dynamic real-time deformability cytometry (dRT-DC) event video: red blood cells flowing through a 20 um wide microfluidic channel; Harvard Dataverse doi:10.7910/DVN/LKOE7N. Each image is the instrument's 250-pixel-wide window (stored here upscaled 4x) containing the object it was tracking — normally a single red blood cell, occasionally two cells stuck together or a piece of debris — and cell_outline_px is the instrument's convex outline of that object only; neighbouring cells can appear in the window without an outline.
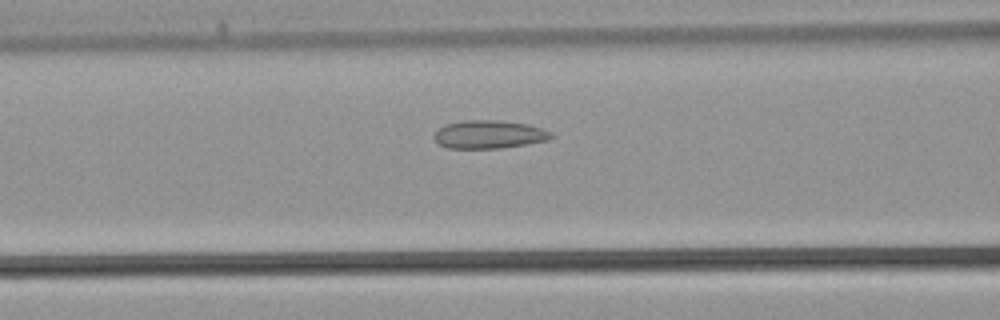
{"species": "common noctule bat (a hibernating species)", "species_latin": "Nyctalus noctula", "temperature_condition": "warm", "stored_images_in_passage": 35, "camera_frame_rate_fps": 3000, "um_per_image_px": 0.085, "animal": {"sex": "male", "body_mass_g": 21.5, "forearm_length_mm": 52.0}, "frame": {"image": 1, "passage_image": 11, "time_ms": 3.333, "image_size_px": [1000, 320], "cell_outline_px": [[556, 136], [548, 140], [500, 148], [448, 148], [436, 144], [432, 136], [444, 124], [464, 120], [500, 120], [528, 124], [552, 132]], "centroid_in_image_um": [41.54, 11.42], "position_along_channel_um": 125.1, "area_um2": 19.36}}
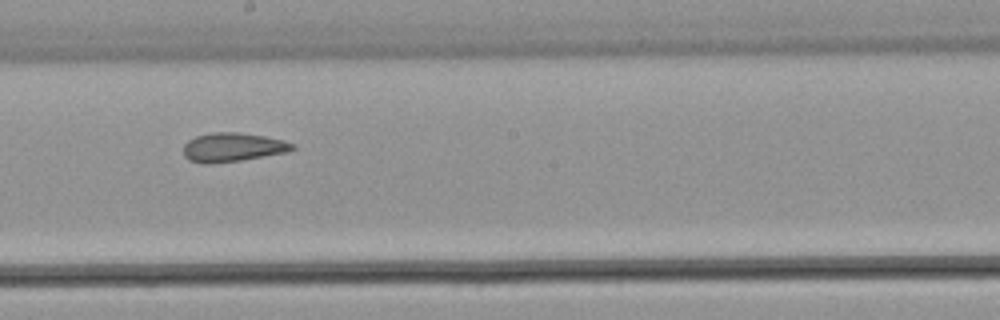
{"frame": {"image": 2, "passage_image": 17, "time_ms": 5.333, "image_size_px": [1000, 320], "cell_outline_px": [[296, 148], [288, 152], [240, 160], [208, 164], [204, 164], [188, 160], [184, 156], [184, 144], [188, 140], [196, 136], [212, 132], [240, 132], [264, 136], [284, 140], [296, 144]], "centroid_in_image_um": [19.79, 12.51], "position_along_channel_um": 228.4, "area_um2": 18.5}}
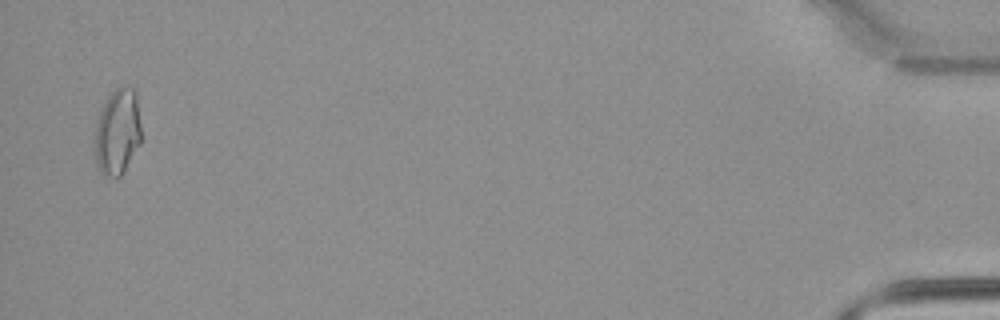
{"frame": {"image": 3, "passage_image": 34, "time_ms": 11.0, "image_size_px": [1000, 320], "cell_outline_px": [[140, 144], [120, 176], [104, 176], [100, 172], [96, 164], [96, 124], [100, 112], [108, 96], [116, 88], [132, 88], [136, 92], [140, 124]], "centroid_in_image_um": [9.99, 11.22], "position_along_channel_um": 425.2, "area_um2": 22.72}}